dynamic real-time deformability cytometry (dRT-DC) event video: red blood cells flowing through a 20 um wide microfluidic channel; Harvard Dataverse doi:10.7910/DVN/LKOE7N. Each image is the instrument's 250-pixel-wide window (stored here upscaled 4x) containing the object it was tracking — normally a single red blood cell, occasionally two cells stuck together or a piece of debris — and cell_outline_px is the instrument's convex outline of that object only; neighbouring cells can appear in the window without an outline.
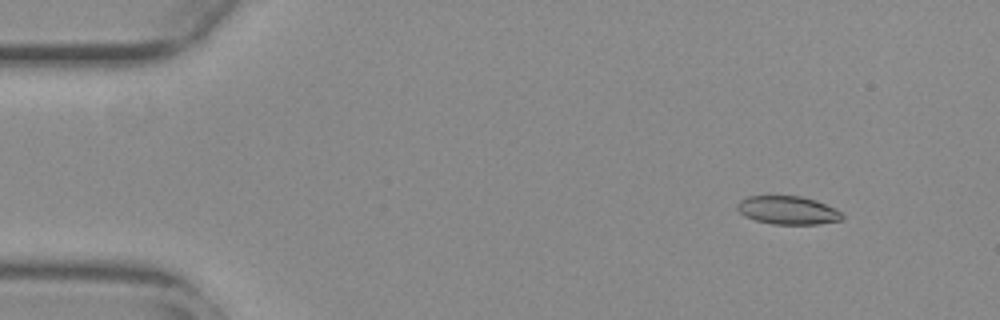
{"species": "common noctule bat (a hibernating species)", "species_latin": "Nyctalus noctula", "temperature_condition": "warm", "stored_images_in_passage": 55, "camera_frame_rate_fps": 3000, "um_per_image_px": 0.085, "animal": {"sex": "female", "body_mass_g": 29.2, "forearm_length_mm": 56.3}, "frame": {"image": 1, "passage_image": 6, "time_ms": 1.667, "image_size_px": [1000, 320], "cell_outline_px": [[844, 216], [840, 220], [816, 224], [772, 224], [756, 220], [744, 216], [736, 208], [736, 204], [740, 200], [748, 196], [800, 196], [816, 200], [836, 208]], "centroid_in_image_um": [66.95, 17.86], "position_along_channel_um": 18.1, "area_um2": 17.28}}
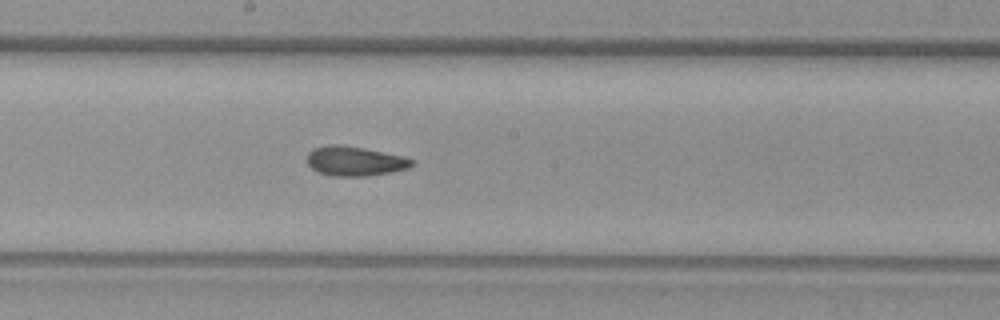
{"frame": {"image": 2, "passage_image": 30, "time_ms": 9.667, "image_size_px": [1000, 320], "cell_outline_px": [[412, 164], [408, 168], [392, 172], [368, 176], [332, 176], [320, 172], [312, 168], [308, 164], [308, 152], [312, 148], [328, 144], [344, 144], [404, 156], [412, 160]], "centroid_in_image_um": [30.14, 13.68], "position_along_channel_um": 218.1, "area_um2": 18.09}}
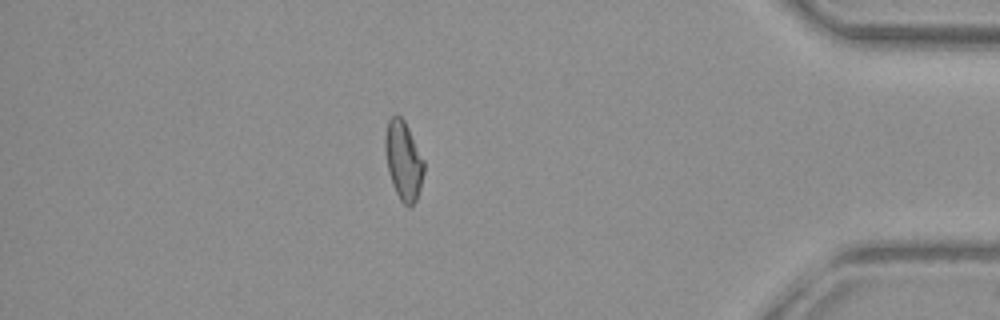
{"frame": {"image": 3, "passage_image": 48, "time_ms": 15.667, "image_size_px": [1000, 320], "cell_outline_px": [[424, 172], [420, 188], [416, 200], [408, 208], [400, 200], [392, 184], [388, 172], [384, 148], [384, 136], [388, 120], [392, 116], [400, 116], [404, 120], [424, 160]], "centroid_in_image_um": [34.27, 13.65], "position_along_channel_um": 400.9, "area_um2": 17.8}, "authors_computed_cell_mechanics": {"area_um2": 17.8602, "velocity_mm_per_s": 3.7521, "shape_relaxation_time_tau1_ms": null, "shape_relaxation_time_tau2_ms": 2.5211, "deformation_change_tau1": null, "deformation_change_tau2": 0.0877}}